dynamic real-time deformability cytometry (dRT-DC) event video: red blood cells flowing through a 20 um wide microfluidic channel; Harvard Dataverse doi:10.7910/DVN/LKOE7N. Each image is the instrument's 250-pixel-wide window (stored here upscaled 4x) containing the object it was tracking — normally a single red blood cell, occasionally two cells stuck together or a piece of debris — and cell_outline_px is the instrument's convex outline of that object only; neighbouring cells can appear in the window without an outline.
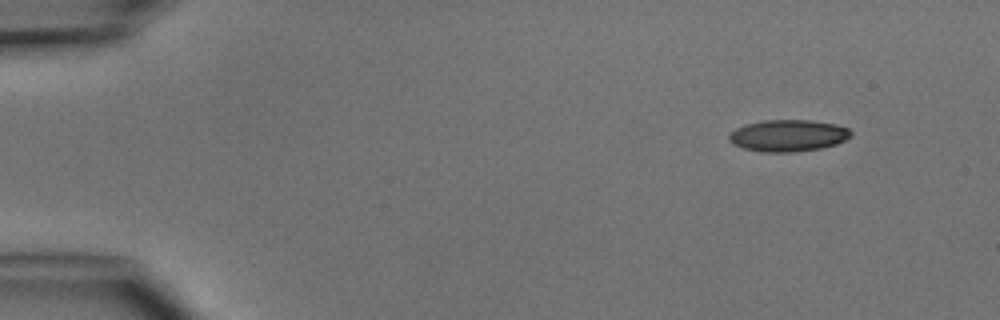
{"species": "common noctule bat (a hibernating species)", "species_latin": "Nyctalus noctula", "temperature_condition": "cold", "stored_images_in_passage": 4, "camera_frame_rate_fps": 3000, "um_per_image_px": 0.085, "animal": {"sex": "male", "body_mass_g": 15.6}, "frame": {"image": 1, "passage_image": 1, "time_ms": 0.0, "image_size_px": [1000, 320], "cell_outline_px": [[852, 136], [836, 144], [820, 148], [792, 152], [764, 152], [744, 148], [732, 144], [728, 140], [728, 136], [736, 128], [744, 124], [764, 120], [808, 120], [836, 124], [848, 128], [852, 132]], "centroid_in_image_um": [66.98, 11.52], "position_along_channel_um": 18.0, "area_um2": 22.54}}
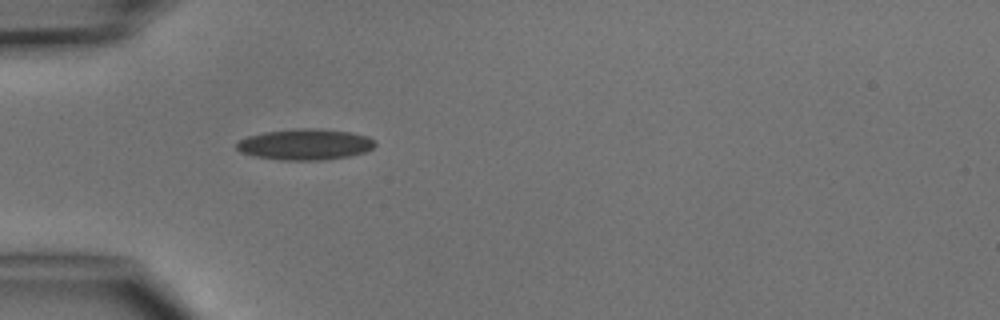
{"frame": {"image": 2, "passage_image": 4, "time_ms": 3.333, "image_size_px": [1000, 320], "cell_outline_px": [[376, 144], [372, 148], [364, 152], [348, 156], [320, 160], [280, 160], [256, 156], [240, 152], [236, 148], [236, 144], [240, 140], [248, 136], [264, 132], [296, 128], [316, 128], [352, 132], [368, 136], [376, 140]], "centroid_in_image_um": [25.95, 12.26], "position_along_channel_um": 59.1, "area_um2": 25.03}}